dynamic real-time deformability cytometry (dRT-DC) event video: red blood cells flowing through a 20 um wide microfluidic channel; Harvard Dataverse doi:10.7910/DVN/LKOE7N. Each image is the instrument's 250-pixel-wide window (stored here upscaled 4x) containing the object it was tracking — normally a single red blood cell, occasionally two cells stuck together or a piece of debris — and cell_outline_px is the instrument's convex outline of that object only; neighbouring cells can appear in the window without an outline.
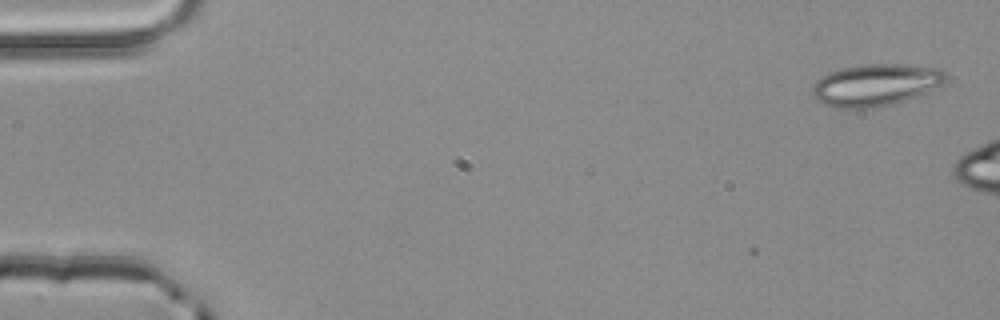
{"species": "common noctule bat (a hibernating species)", "species_latin": "Nyctalus noctula", "temperature_condition": "room temperature", "stored_images_in_passage": 2, "camera_frame_rate_fps": 3000, "um_per_image_px": 0.085, "animal": {"sex": "male", "body_mass_g": 20.4}, "frame": {"image": 1, "passage_image": 2, "time_ms": 0.333, "image_size_px": [1000, 320], "cell_outline_px": [[948, 80], [944, 84], [916, 96], [892, 104], [868, 108], [836, 108], [824, 104], [816, 100], [812, 96], [812, 84], [816, 80], [828, 72], [860, 64], [908, 64], [940, 68], [948, 76]], "centroid_in_image_um": [74.43, 7.2], "position_along_channel_um": 10.6, "area_um2": 32.89}}